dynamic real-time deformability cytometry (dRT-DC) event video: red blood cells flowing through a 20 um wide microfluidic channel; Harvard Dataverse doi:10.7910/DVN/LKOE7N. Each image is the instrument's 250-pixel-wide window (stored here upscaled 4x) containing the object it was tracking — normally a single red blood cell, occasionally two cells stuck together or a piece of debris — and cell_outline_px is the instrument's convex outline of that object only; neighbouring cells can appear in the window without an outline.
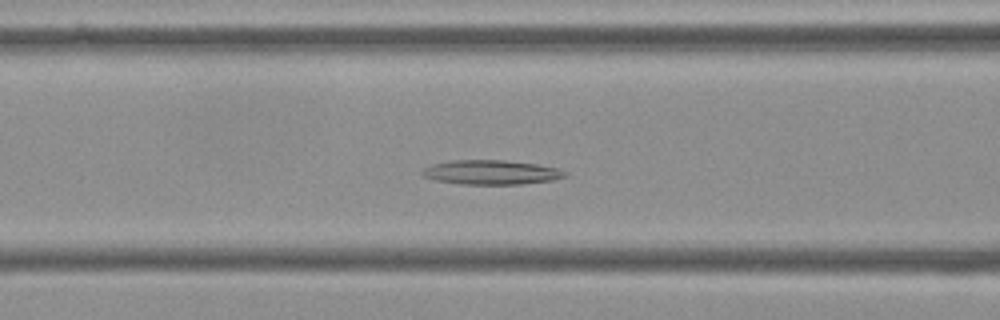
{"species": "Egyptian fruit bat (a non-hibernating species)", "species_latin": "Rousettus aegyptiacus", "temperature_condition": "cold", "stored_images_in_passage": 56, "camera_frame_rate_fps": 3000, "um_per_image_px": 0.085, "frame": {"image": 1, "passage_image": 22, "time_ms": 7.0, "image_size_px": [1000, 320], "cell_outline_px": [[568, 176], [552, 180], [520, 184], [460, 184], [436, 180], [424, 176], [420, 172], [424, 168], [432, 164], [452, 160], [504, 160], [536, 164], [556, 168], [568, 172]], "centroid_in_image_um": [41.75, 14.64], "position_along_channel_um": 124.8, "area_um2": 20.23}}
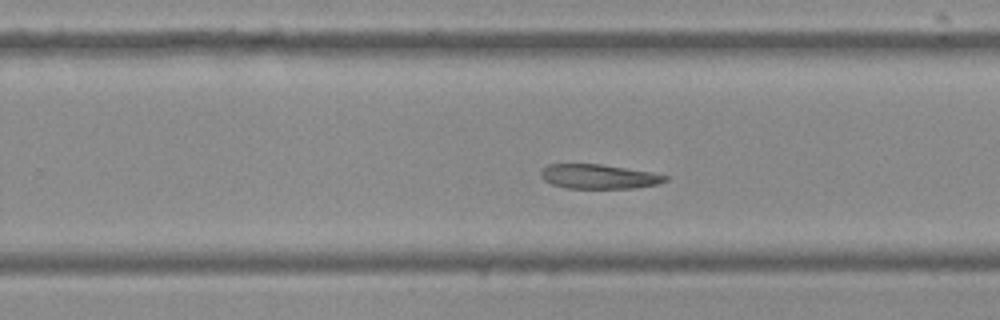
{"frame": {"image": 2, "passage_image": 35, "time_ms": 11.333, "image_size_px": [1000, 320], "cell_outline_px": [[668, 180], [660, 184], [632, 188], [564, 188], [552, 184], [544, 180], [540, 176], [540, 172], [548, 164], [600, 164], [652, 172], [668, 176]], "centroid_in_image_um": [50.9, 15.01], "position_along_channel_um": 278.9, "area_um2": 17.74}}
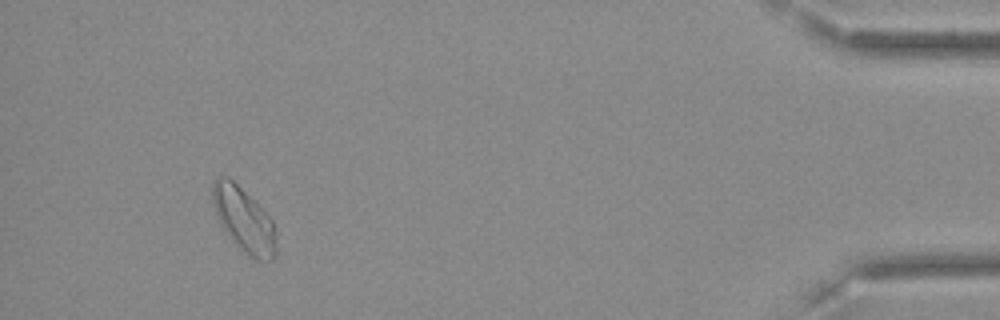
{"frame": {"image": 3, "passage_image": 52, "time_ms": 17.0, "image_size_px": [1000, 320], "cell_outline_px": [[276, 256], [272, 260], [256, 260], [248, 256], [228, 236], [220, 224], [212, 200], [212, 184], [220, 176], [228, 176], [272, 220], [276, 228]], "centroid_in_image_um": [20.74, 18.73], "position_along_channel_um": 414.5, "area_um2": 23.52}, "authors_computed_cell_mechanics": {"area_um2": 20.8369, "velocity_mm_per_s": 3.5661, "shape_relaxation_time_tau1_ms": null, "shape_relaxation_time_tau2_ms": 8.8988, "deformation_change_tau1": null, "deformation_change_tau2": 0.1398}}